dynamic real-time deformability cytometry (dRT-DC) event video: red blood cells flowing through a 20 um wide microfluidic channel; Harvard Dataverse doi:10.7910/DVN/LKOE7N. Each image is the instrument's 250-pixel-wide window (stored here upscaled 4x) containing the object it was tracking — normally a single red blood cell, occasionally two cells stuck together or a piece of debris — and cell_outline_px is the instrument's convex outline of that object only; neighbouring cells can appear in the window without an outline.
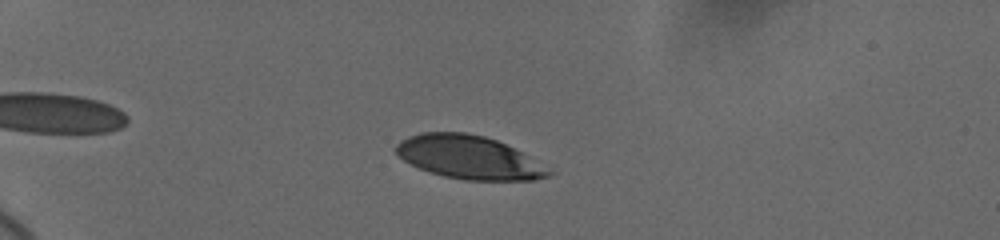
{"species": "human", "species_latin": "Homo sapiens", "temperature_condition": "cold", "stored_images_in_passage": 52, "camera_frame_rate_fps": 3000, "um_per_image_px": 0.085, "donor": {"sex": "female"}, "frame": {"image": 1, "passage_image": 13, "time_ms": 3.333, "image_size_px": [1000, 240], "cell_outline_px": [[556, 172], [552, 176], [532, 180], [464, 180], [444, 176], [420, 168], [404, 160], [396, 152], [396, 144], [400, 140], [408, 136], [420, 132], [464, 132], [484, 136], [496, 140], [520, 152]], "centroid_in_image_um": [39.87, 13.37], "position_along_channel_um": 45.1, "area_um2": 38.26}}
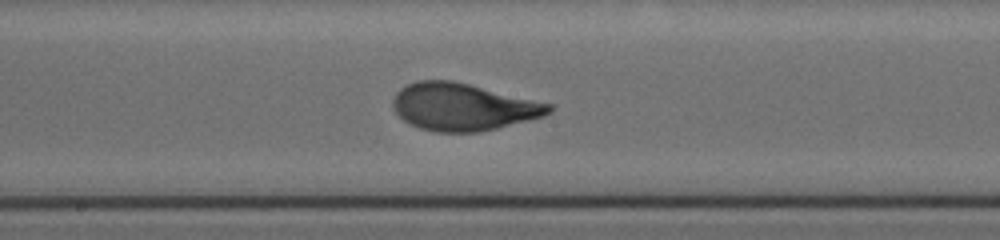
{"frame": {"image": 2, "passage_image": 35, "time_ms": 9.333, "image_size_px": [1000, 240], "cell_outline_px": [[552, 112], [544, 116], [480, 132], [436, 132], [420, 128], [408, 124], [396, 112], [392, 104], [392, 100], [396, 92], [400, 88], [416, 80], [452, 80], [552, 104]], "centroid_in_image_um": [39.32, 9.08], "position_along_channel_um": 208.9, "area_um2": 42.83}}
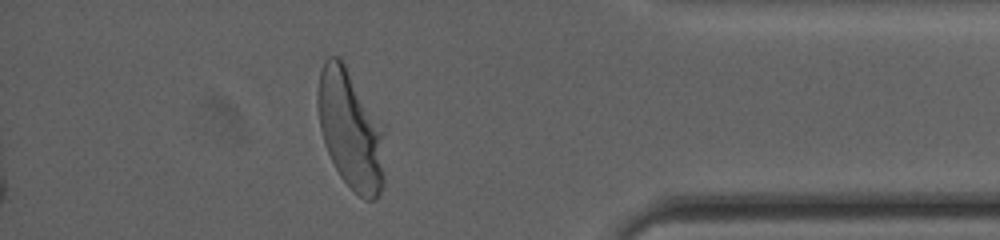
{"frame": {"image": 3, "passage_image": 52, "time_ms": 15.333, "image_size_px": [1000, 240], "cell_outline_px": [[384, 184], [376, 200], [364, 200], [340, 176], [324, 144], [320, 128], [316, 104], [316, 92], [320, 72], [324, 60], [328, 56], [340, 56], [384, 132]], "centroid_in_image_um": [29.76, 11.04], "position_along_channel_um": 405.4, "area_um2": 46.12}, "authors_computed_cell_mechanics": {"area_um2": 41.7605, "velocity_mm_per_s": 3.6417, "shape_relaxation_time_tau1_ms": 3.8108, "shape_relaxation_time_tau2_ms": null, "deformation_change_tau1": 0.1751, "deformation_change_tau2": null}}